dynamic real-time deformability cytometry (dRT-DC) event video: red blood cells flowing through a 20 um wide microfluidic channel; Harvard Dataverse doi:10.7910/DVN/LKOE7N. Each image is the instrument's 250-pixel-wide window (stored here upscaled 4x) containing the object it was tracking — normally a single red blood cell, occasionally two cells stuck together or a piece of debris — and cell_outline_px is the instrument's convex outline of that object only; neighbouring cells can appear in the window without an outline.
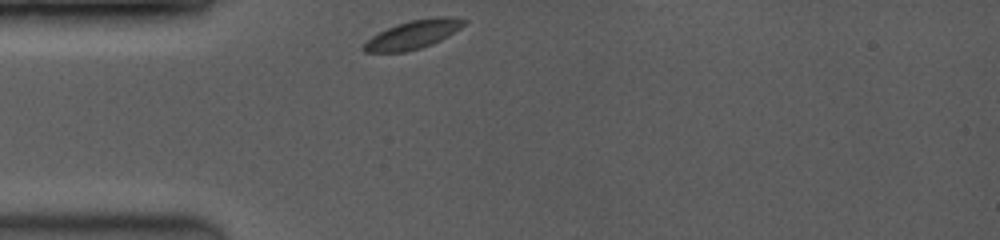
{"species": "common noctule bat (a hibernating species)", "species_latin": "Nyctalus noctula", "temperature_condition": "room temperature", "stored_images_in_passage": 54, "camera_frame_rate_fps": 3500, "um_per_image_px": 0.085, "animal": {"sex": "female", "body_mass_g": 19.0, "forearm_length_mm": 53.3}, "frame": {"image": 1, "passage_image": 1, "time_ms": 0.0, "image_size_px": [1000, 240], "cell_outline_px": [[468, 20], [460, 28], [448, 36], [432, 44], [420, 48], [404, 52], [364, 52], [360, 48], [372, 36], [396, 24], [412, 20], [432, 16], [452, 16]], "centroid_in_image_um": [35.13, 2.92], "position_along_channel_um": 49.9, "area_um2": 16.65}}
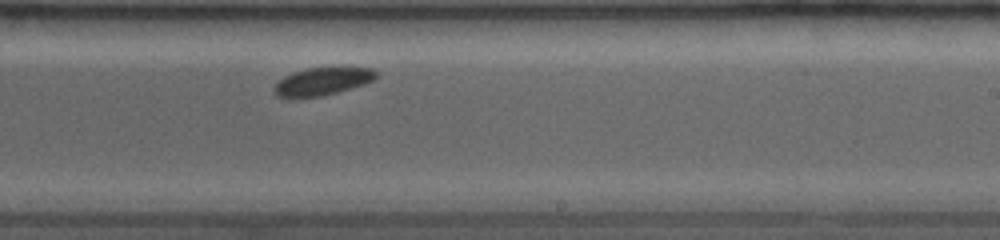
{"frame": {"image": 2, "passage_image": 36, "time_ms": 5.714, "image_size_px": [1000, 240], "cell_outline_px": [[380, 76], [364, 84], [336, 92], [320, 96], [292, 100], [288, 100], [276, 96], [272, 92], [272, 88], [284, 76], [292, 72], [304, 68], [340, 64], [372, 68], [380, 72]], "centroid_in_image_um": [27.41, 6.88], "position_along_channel_um": 261.6, "area_um2": 17.92}}
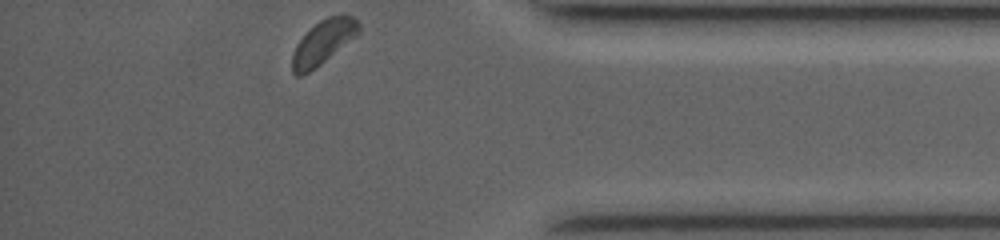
{"frame": {"image": 3, "passage_image": 54, "time_ms": 9.714, "image_size_px": [1000, 240], "cell_outline_px": [[360, 32], [356, 36], [320, 64], [308, 72], [300, 76], [296, 76], [292, 72], [292, 56], [296, 44], [320, 20], [328, 16], [344, 12], [352, 16], [360, 24]], "centroid_in_image_um": [27.5, 3.55], "position_along_channel_um": 407.7, "area_um2": 16.88}, "authors_computed_cell_mechanics": {"area_um2": 17.6868, "velocity_mm_per_s": 3.9171, "shape_relaxation_time_tau1_ms": 5.1508, "shape_relaxation_time_tau2_ms": null, "deformation_change_tau1": 0.1071, "deformation_change_tau2": null}}